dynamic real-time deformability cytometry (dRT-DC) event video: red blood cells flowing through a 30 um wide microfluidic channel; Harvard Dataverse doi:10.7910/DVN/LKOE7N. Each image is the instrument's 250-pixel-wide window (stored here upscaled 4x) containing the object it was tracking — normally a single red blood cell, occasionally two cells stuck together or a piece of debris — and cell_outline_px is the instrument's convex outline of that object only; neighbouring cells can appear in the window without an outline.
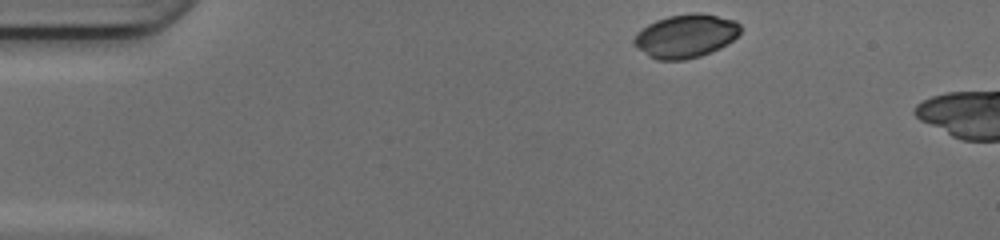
{"species": "common noctule bat (a hibernating species)", "species_latin": "Nyctalus noctula", "temperature_condition": "cold", "stored_images_in_passage": 41, "camera_frame_rate_fps": 3000, "um_per_image_px": 0.085, "animal": {"sex": "female", "body_mass_g": 17.0, "forearm_length_mm": 48.0}, "frame": {"image": 1, "passage_image": 1, "time_ms": 0.0, "image_size_px": [1000, 240], "cell_outline_px": [[740, 32], [732, 40], [720, 48], [712, 52], [700, 56], [684, 60], [656, 60], [648, 56], [636, 48], [632, 44], [632, 40], [636, 32], [648, 24], [656, 20], [668, 16], [692, 12], [700, 12], [732, 20], [740, 24]], "centroid_in_image_um": [58.22, 3.07], "position_along_channel_um": 26.8, "area_um2": 27.11}}
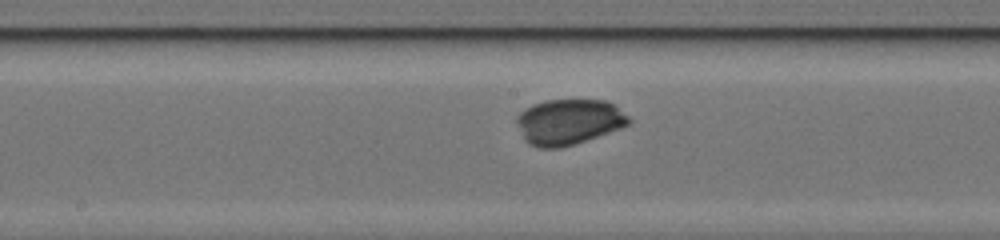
{"frame": {"image": 2, "passage_image": 19, "time_ms": 6.0, "image_size_px": [1000, 240], "cell_outline_px": [[632, 120], [628, 124], [620, 128], [560, 148], [540, 148], [528, 144], [524, 140], [516, 120], [516, 116], [524, 108], [532, 104], [544, 100], [604, 100], [616, 104]], "centroid_in_image_um": [48.32, 10.34], "position_along_channel_um": 199.9, "area_um2": 29.71}}
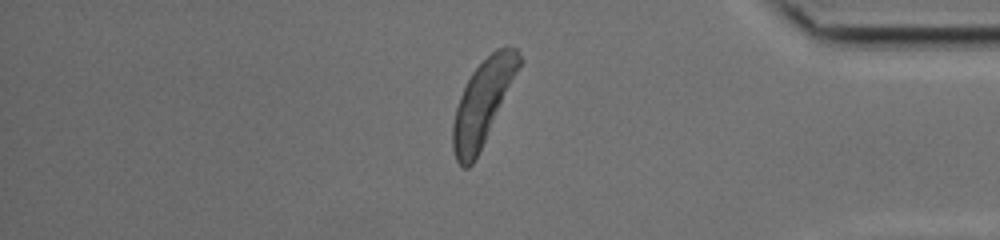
{"frame": {"image": 3, "passage_image": 35, "time_ms": 11.333, "image_size_px": [1000, 240], "cell_outline_px": [[524, 60], [472, 164], [468, 168], [464, 168], [456, 160], [452, 148], [452, 124], [456, 108], [460, 96], [472, 72], [496, 48], [504, 44], [508, 44], [516, 48]], "centroid_in_image_um": [41.05, 8.64], "position_along_channel_um": 394.2, "area_um2": 31.96}}